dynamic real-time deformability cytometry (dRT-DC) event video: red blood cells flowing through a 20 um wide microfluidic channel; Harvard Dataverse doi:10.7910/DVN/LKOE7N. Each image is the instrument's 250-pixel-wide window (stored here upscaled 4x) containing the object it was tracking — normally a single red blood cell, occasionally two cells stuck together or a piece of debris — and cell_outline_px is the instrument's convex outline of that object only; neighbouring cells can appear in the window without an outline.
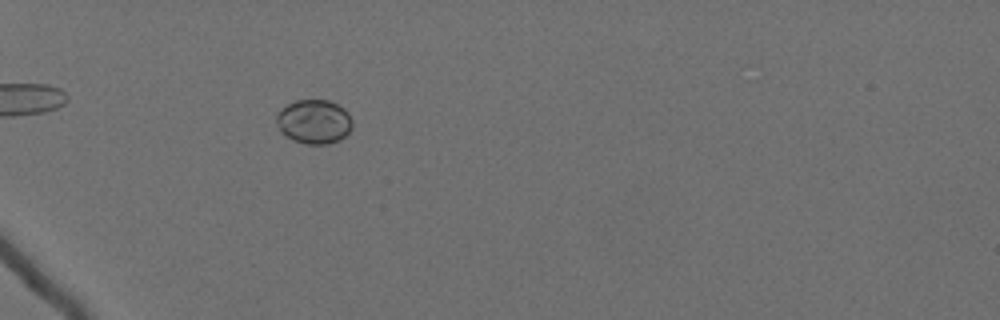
{"species": "Egyptian fruit bat (a non-hibernating species)", "species_latin": "Rousettus aegyptiacus", "temperature_condition": "cold", "stored_images_in_passage": 62, "camera_frame_rate_fps": 3000, "um_per_image_px": 0.085, "animal": {"sex": "female"}, "frame": {"image": 1, "passage_image": 23, "time_ms": 7.333, "image_size_px": [1000, 320], "cell_outline_px": [[352, 128], [340, 140], [328, 144], [304, 144], [280, 132], [276, 120], [276, 116], [288, 104], [296, 100], [328, 100], [344, 108], [348, 112], [352, 120]], "centroid_in_image_um": [26.72, 10.34], "position_along_channel_um": 58.3, "area_um2": 19.36}}
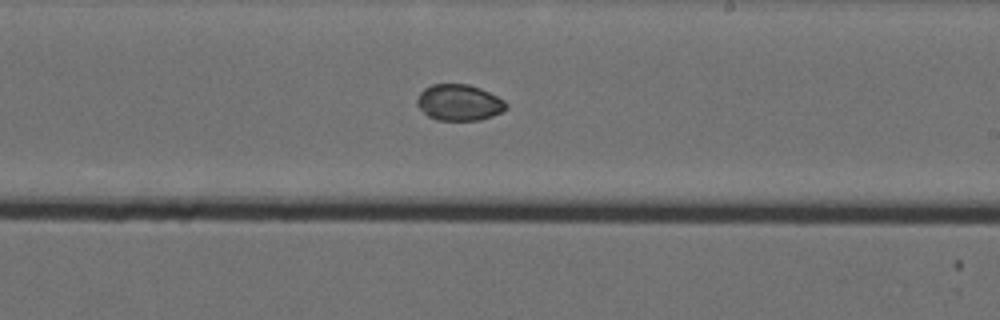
{"frame": {"image": 2, "passage_image": 41, "time_ms": 13.333, "image_size_px": [1000, 320], "cell_outline_px": [[508, 108], [492, 116], [480, 120], [436, 120], [428, 116], [416, 104], [416, 100], [420, 92], [424, 88], [432, 84], [468, 84], [480, 88], [504, 100], [508, 104]], "centroid_in_image_um": [39.01, 8.71], "position_along_channel_um": 250.0, "area_um2": 18.79}}
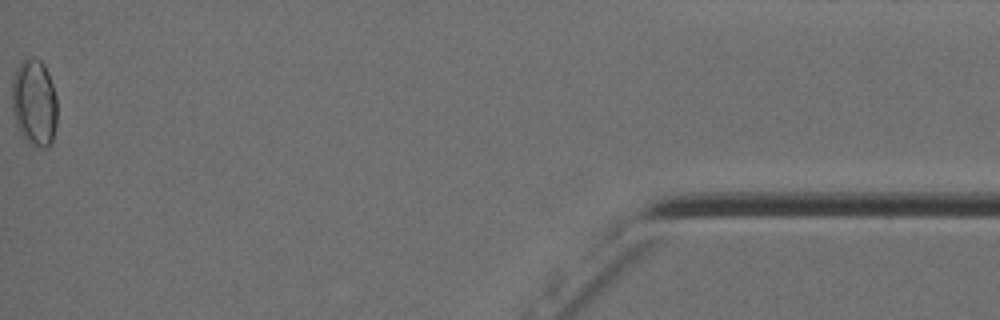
{"frame": {"image": 3, "passage_image": 62, "time_ms": 20.333, "image_size_px": [1000, 320], "cell_outline_px": [[56, 124], [52, 144], [48, 148], [44, 148], [28, 144], [20, 132], [12, 116], [12, 80], [16, 68], [20, 60], [24, 56], [32, 56], [40, 60], [44, 64], [48, 72], [56, 96]], "centroid_in_image_um": [2.9, 8.71], "position_along_channel_um": 432.3, "area_um2": 23.52}, "authors_computed_cell_mechanics": {"area_um2": 19.4786, "velocity_mm_per_s": 3.5617, "shape_relaxation_time_tau1_ms": null, "shape_relaxation_time_tau2_ms": 4.4601, "deformation_change_tau1": null, "deformation_change_tau2": 0.032}}